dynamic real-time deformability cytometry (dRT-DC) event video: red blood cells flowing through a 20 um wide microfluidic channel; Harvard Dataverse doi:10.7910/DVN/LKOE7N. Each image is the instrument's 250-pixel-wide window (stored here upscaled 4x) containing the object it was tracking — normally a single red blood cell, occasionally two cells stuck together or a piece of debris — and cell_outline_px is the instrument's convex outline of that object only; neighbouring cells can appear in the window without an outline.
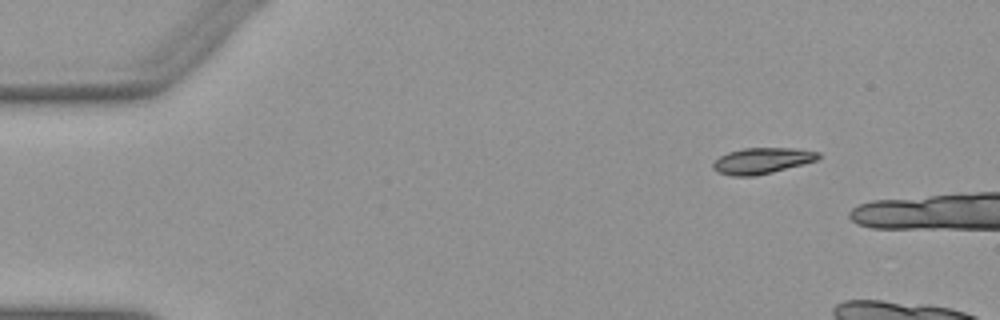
{"species": "Egyptian fruit bat (a non-hibernating species)", "species_latin": "Rousettus aegyptiacus", "temperature_condition": "warm", "stored_images_in_passage": 6, "camera_frame_rate_fps": 3000, "um_per_image_px": 0.085, "animal": {"sex": "female"}, "frame": {"image": 1, "passage_image": 1, "time_ms": 0.0, "image_size_px": [1000, 320], "cell_outline_px": [[820, 156], [816, 160], [772, 172], [756, 176], [732, 176], [716, 172], [712, 168], [712, 164], [720, 156], [728, 152], [744, 148], [792, 148], [820, 152]], "centroid_in_image_um": [64.73, 13.66], "position_along_channel_um": 20.3, "area_um2": 15.84}}